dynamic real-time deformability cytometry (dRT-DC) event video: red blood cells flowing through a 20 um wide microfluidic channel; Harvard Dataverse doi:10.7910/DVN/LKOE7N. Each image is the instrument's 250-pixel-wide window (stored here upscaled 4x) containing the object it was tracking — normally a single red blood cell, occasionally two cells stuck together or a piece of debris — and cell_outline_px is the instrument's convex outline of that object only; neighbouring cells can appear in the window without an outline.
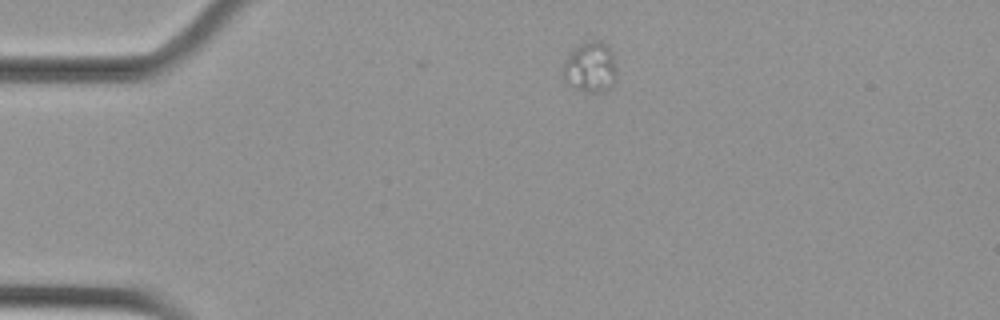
{"species": "Egyptian fruit bat (a non-hibernating species)", "species_latin": "Rousettus aegyptiacus", "temperature_condition": "cold", "stored_images_in_passage": 3, "camera_frame_rate_fps": 3000, "um_per_image_px": 0.085, "animal": {"sex": "female"}, "frame": {"image": 1, "passage_image": 1, "time_ms": 0.0, "image_size_px": [1000, 320], "cell_outline_px": [[616, 76], [612, 84], [604, 92], [588, 92], [572, 88], [564, 80], [560, 72], [564, 60], [580, 44], [592, 40], [600, 40], [612, 52], [616, 68]], "centroid_in_image_um": [50.14, 5.74], "position_along_channel_um": 34.9, "area_um2": 15.9}}